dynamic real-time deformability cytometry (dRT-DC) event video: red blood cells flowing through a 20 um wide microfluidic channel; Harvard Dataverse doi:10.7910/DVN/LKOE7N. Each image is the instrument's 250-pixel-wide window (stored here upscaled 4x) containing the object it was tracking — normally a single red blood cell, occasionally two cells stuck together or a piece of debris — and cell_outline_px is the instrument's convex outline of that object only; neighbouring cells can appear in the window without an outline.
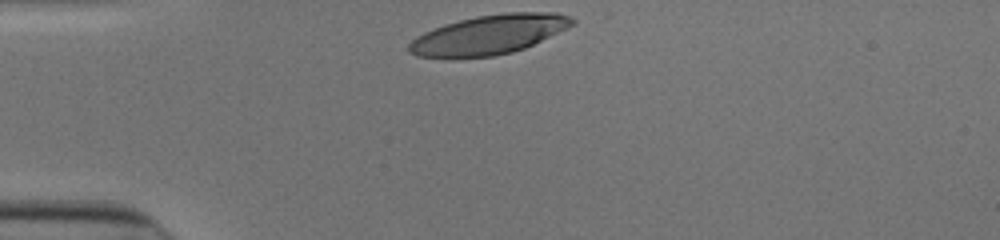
{"species": "human", "species_latin": "Homo sapiens", "temperature_condition": "cold", "stored_images_in_passage": 29, "camera_frame_rate_fps": 3000, "um_per_image_px": 0.085, "donor": {"sex": "male"}, "frame": {"image": 1, "passage_image": 1, "time_ms": 0.0, "image_size_px": [1000, 240], "cell_outline_px": [[576, 24], [524, 48], [512, 52], [492, 56], [452, 60], [448, 60], [416, 56], [408, 52], [408, 44], [416, 36], [424, 32], [444, 24], [476, 16], [504, 12], [556, 12], [568, 16], [576, 20]], "centroid_in_image_um": [41.5, 2.97], "position_along_channel_um": 43.5, "area_um2": 38.15}}
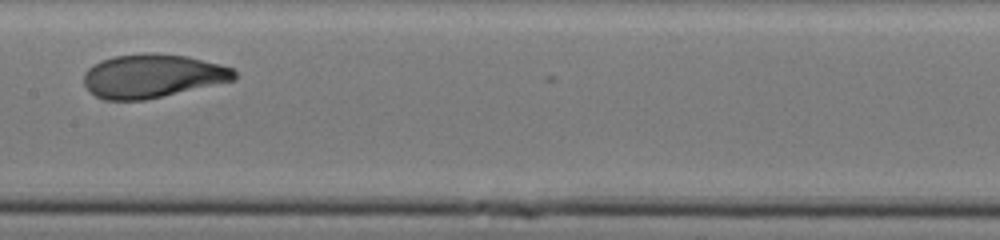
{"frame": {"image": 2, "passage_image": 15, "time_ms": 4.667, "image_size_px": [1000, 240], "cell_outline_px": [[236, 80], [144, 100], [104, 100], [88, 92], [84, 84], [84, 72], [92, 64], [100, 60], [112, 56], [188, 56], [220, 64], [232, 68], [236, 72]], "centroid_in_image_um": [12.93, 6.5], "position_along_channel_um": 194.5, "area_um2": 37.45}}
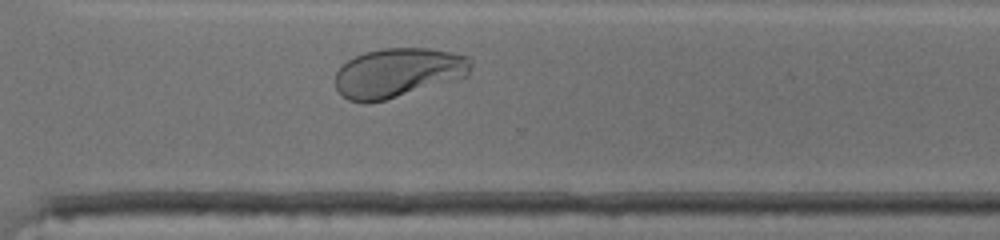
{"frame": {"image": 3, "passage_image": 26, "time_ms": 8.333, "image_size_px": [1000, 240], "cell_outline_px": [[472, 68], [468, 76], [456, 80], [384, 100], [364, 104], [348, 100], [336, 88], [336, 72], [348, 60], [364, 52], [384, 48], [428, 48], [468, 56], [472, 60]], "centroid_in_image_um": [33.86, 6.18], "position_along_channel_um": 336.7, "area_um2": 38.96}, "authors_computed_cell_mechanics": {"area_um2": 38.437, "velocity_mm_per_s": 3.8823, "shape_relaxation_time_tau1_ms": 3.3976, "shape_relaxation_time_tau2_ms": null, "deformation_change_tau1": 0.1928, "deformation_change_tau2": null}}